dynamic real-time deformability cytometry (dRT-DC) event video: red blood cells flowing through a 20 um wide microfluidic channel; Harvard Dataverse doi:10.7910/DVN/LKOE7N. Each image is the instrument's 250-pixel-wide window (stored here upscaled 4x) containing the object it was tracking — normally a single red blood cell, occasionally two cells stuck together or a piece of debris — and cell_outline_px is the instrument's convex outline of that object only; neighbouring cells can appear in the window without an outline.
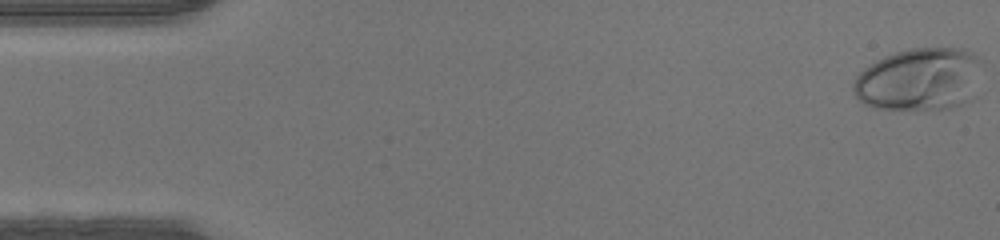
{"species": "human", "species_latin": "Homo sapiens", "temperature_condition": "warm", "stored_images_in_passage": 47, "camera_frame_rate_fps": 3000, "um_per_image_px": 0.085, "donor": {"sex": "male"}, "frame": {"image": 1, "passage_image": 1, "time_ms": 0.0, "image_size_px": [1000, 240], "cell_outline_px": [[980, 60], [976, 96], [972, 100], [964, 104], [952, 108], [876, 108], [864, 104], [856, 96], [852, 88], [852, 84], [856, 76], [864, 68], [876, 60], [884, 56], [896, 52], [912, 48], [964, 48], [972, 52]], "centroid_in_image_um": [78.17, 6.74], "position_along_channel_um": 6.8, "area_um2": 47.11}}
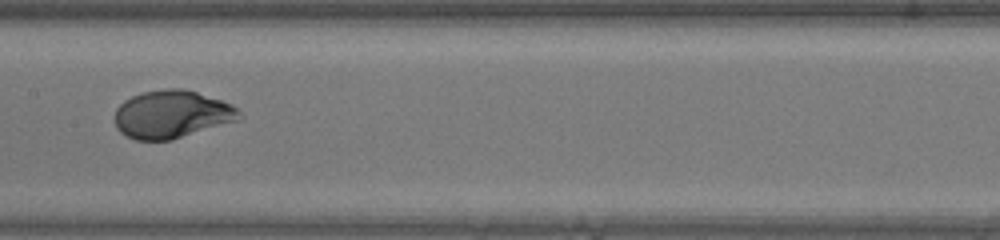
{"frame": {"image": 2, "passage_image": 24, "time_ms": 7.667, "image_size_px": [1000, 240], "cell_outline_px": [[244, 116], [236, 120], [172, 140], [136, 140], [120, 132], [116, 128], [116, 108], [124, 100], [132, 96], [144, 92], [164, 88], [184, 88], [232, 104]], "centroid_in_image_um": [14.59, 9.71], "position_along_channel_um": 192.8, "area_um2": 34.45}}
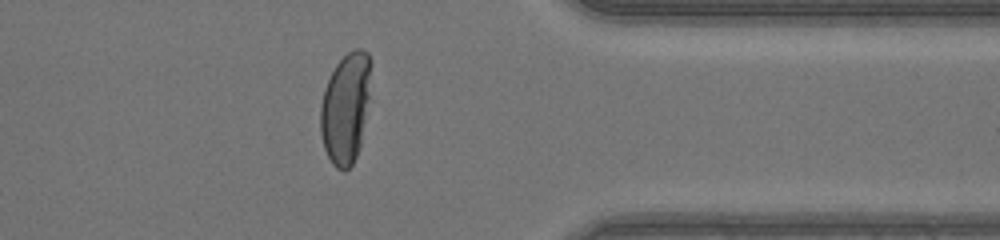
{"frame": {"image": 3, "passage_image": 38, "time_ms": 12.333, "image_size_px": [1000, 240], "cell_outline_px": [[372, 60], [368, 100], [360, 144], [356, 156], [352, 164], [344, 172], [336, 168], [332, 164], [324, 148], [320, 132], [320, 104], [324, 88], [336, 64], [348, 52], [356, 48], [364, 48], [368, 52]], "centroid_in_image_um": [29.37, 9.15], "position_along_channel_um": 382.0, "area_um2": 32.6}}